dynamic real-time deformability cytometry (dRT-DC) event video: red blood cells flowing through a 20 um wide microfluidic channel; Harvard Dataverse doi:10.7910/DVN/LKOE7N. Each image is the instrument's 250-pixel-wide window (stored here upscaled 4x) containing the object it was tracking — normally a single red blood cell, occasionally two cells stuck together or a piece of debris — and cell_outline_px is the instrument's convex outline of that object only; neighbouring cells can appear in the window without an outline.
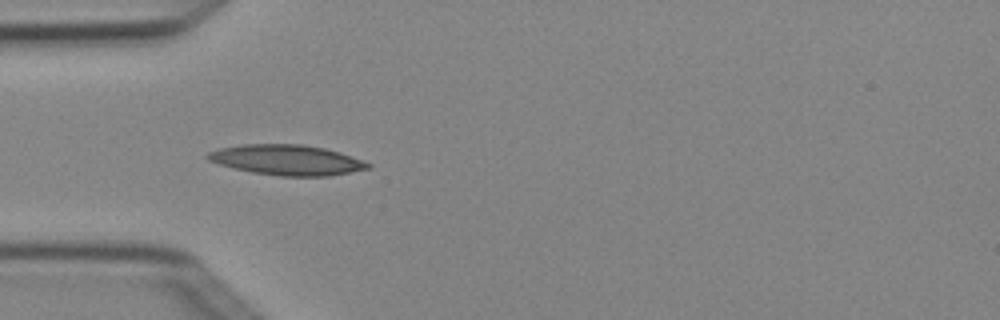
{"species": "Egyptian fruit bat (a non-hibernating species)", "species_latin": "Rousettus aegyptiacus", "temperature_condition": "cold", "stored_images_in_passage": 5, "camera_frame_rate_fps": 3000, "um_per_image_px": 0.085, "animal": {"sex": "female"}, "frame": {"image": 1, "passage_image": 4, "time_ms": 1.0, "image_size_px": [1000, 320], "cell_outline_px": [[372, 168], [328, 176], [280, 176], [252, 172], [220, 164], [208, 160], [204, 156], [208, 152], [220, 148], [244, 144], [304, 144], [324, 148], [340, 152], [372, 164]], "centroid_in_image_um": [24.4, 13.59], "position_along_channel_um": 60.6, "area_um2": 28.21}}
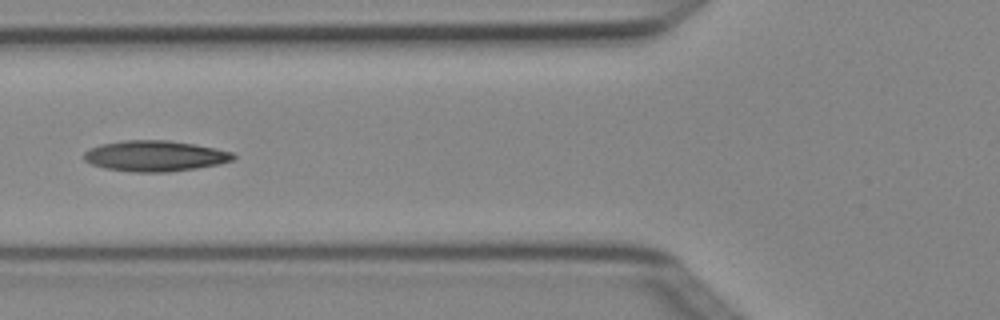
{"frame": {"image": 2, "passage_image": 5, "time_ms": 1.333, "image_size_px": [1000, 320], "cell_outline_px": [[236, 156], [232, 160], [220, 164], [196, 168], [168, 172], [132, 172], [104, 168], [92, 164], [84, 160], [84, 152], [88, 148], [100, 144], [124, 140], [168, 140], [196, 144], [216, 148], [232, 152]], "centroid_in_image_um": [13.16, 13.25], "position_along_channel_um": 112.6, "area_um2": 26.93}}